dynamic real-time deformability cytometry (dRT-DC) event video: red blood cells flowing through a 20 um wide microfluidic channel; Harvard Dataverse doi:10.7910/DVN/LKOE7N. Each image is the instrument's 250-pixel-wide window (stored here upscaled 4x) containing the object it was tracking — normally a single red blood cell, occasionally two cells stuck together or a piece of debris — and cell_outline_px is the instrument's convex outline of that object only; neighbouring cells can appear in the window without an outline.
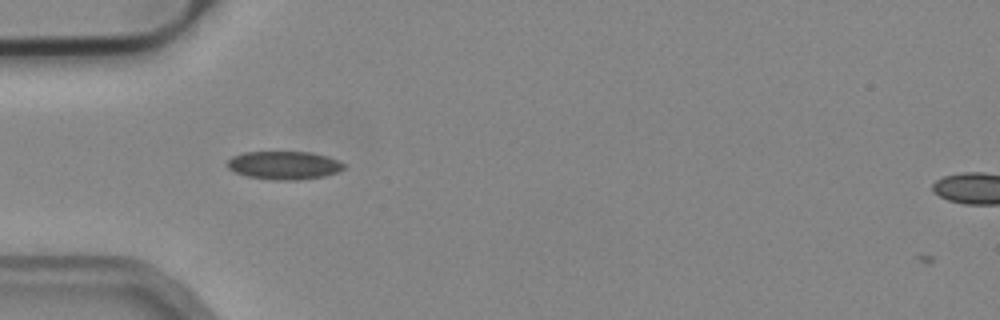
{"species": "common noctule bat (a hibernating species)", "species_latin": "Nyctalus noctula", "temperature_condition": "cold", "stored_images_in_passage": 37, "camera_frame_rate_fps": 3000, "um_per_image_px": 0.085, "animal": {"sex": "male", "body_mass_g": 19.2, "forearm_length_mm": 51.8}, "frame": {"image": 1, "passage_image": 2, "time_ms": 0.333, "image_size_px": [1000, 320], "cell_outline_px": [[344, 168], [336, 172], [324, 176], [296, 180], [272, 180], [248, 176], [236, 172], [228, 168], [228, 160], [232, 156], [244, 152], [312, 152], [328, 156], [344, 164]], "centroid_in_image_um": [24.14, 14.04], "position_along_channel_um": 60.9, "area_um2": 19.02}}
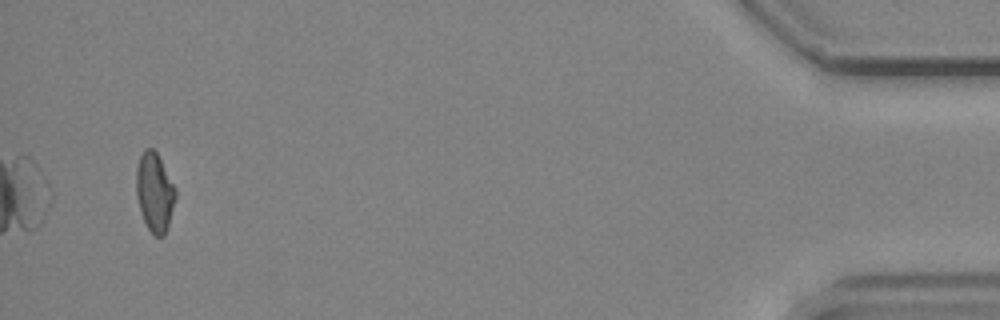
{"frame": {"image": 2, "passage_image": 37, "time_ms": 12.0, "image_size_px": [1000, 320], "cell_outline_px": [[176, 196], [168, 224], [164, 236], [156, 236], [148, 228], [144, 220], [136, 196], [136, 168], [140, 156], [144, 148], [152, 148], [156, 152], [176, 188]], "centroid_in_image_um": [13.13, 16.31], "position_along_channel_um": 422.1, "area_um2": 17.8}, "authors_computed_cell_mechanics": {"area_um2": 18.9584, "velocity_mm_per_s": 3.82, "shape_relaxation_time_tau1_ms": null, "shape_relaxation_time_tau2_ms": 2.1644, "deformation_change_tau1": null, "deformation_change_tau2": 0.0619}}